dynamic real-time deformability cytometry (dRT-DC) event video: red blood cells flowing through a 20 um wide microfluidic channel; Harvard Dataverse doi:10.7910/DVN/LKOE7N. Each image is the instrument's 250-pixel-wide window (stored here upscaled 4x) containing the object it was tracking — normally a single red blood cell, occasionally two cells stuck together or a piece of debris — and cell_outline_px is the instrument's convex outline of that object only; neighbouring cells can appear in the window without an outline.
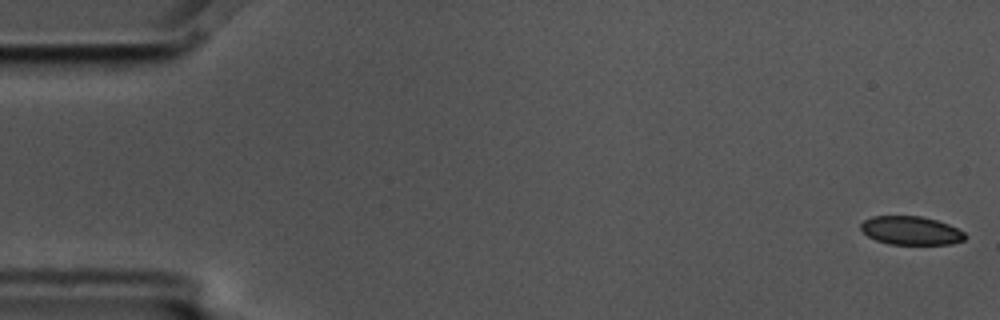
{"species": "common noctule bat (a hibernating species)", "species_latin": "Nyctalus noctula", "temperature_condition": "cold", "stored_images_in_passage": 6, "camera_frame_rate_fps": 3000, "um_per_image_px": 0.085, "animal": {"sex": "male", "body_mass_g": 17.5, "forearm_length_mm": 52.3}, "frame": {"image": 1, "passage_image": 1, "time_ms": 0.0, "image_size_px": [1000, 320], "cell_outline_px": [[968, 236], [964, 240], [952, 244], [888, 244], [876, 240], [868, 236], [860, 228], [860, 224], [864, 220], [872, 216], [920, 216], [936, 220], [948, 224], [964, 232]], "centroid_in_image_um": [77.43, 19.6], "position_along_channel_um": 7.6, "area_um2": 17.34}}
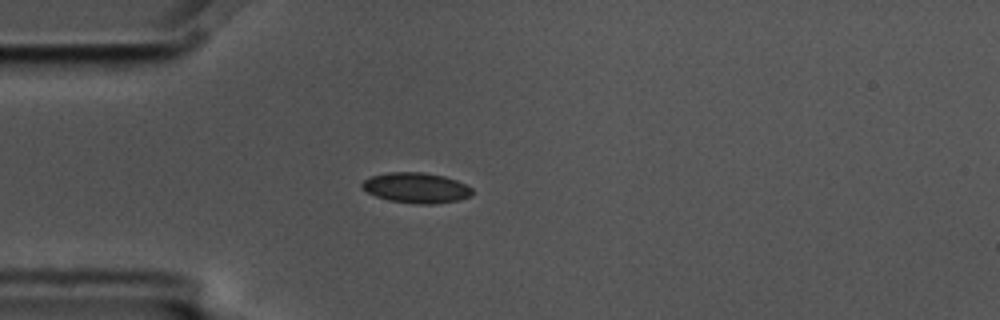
{"frame": {"image": 2, "passage_image": 5, "time_ms": 1.333, "image_size_px": [1000, 320], "cell_outline_px": [[472, 196], [460, 200], [432, 204], [420, 204], [388, 200], [376, 196], [368, 192], [360, 184], [368, 176], [388, 172], [424, 172], [444, 176], [456, 180], [472, 188]], "centroid_in_image_um": [35.38, 15.96], "position_along_channel_um": 49.6, "area_um2": 19.54}}